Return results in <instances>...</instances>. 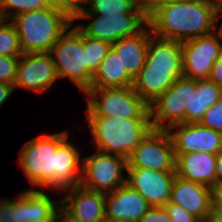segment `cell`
Returning a JSON list of instances; mask_svg holds the SVG:
<instances>
[{
  "instance_id": "34",
  "label": "cell",
  "mask_w": 222,
  "mask_h": 222,
  "mask_svg": "<svg viewBox=\"0 0 222 222\" xmlns=\"http://www.w3.org/2000/svg\"><path fill=\"white\" fill-rule=\"evenodd\" d=\"M50 6L64 11L72 19L82 9L84 0H46Z\"/></svg>"
},
{
  "instance_id": "19",
  "label": "cell",
  "mask_w": 222,
  "mask_h": 222,
  "mask_svg": "<svg viewBox=\"0 0 222 222\" xmlns=\"http://www.w3.org/2000/svg\"><path fill=\"white\" fill-rule=\"evenodd\" d=\"M176 176L197 182L215 190L217 154L203 151L175 156Z\"/></svg>"
},
{
  "instance_id": "24",
  "label": "cell",
  "mask_w": 222,
  "mask_h": 222,
  "mask_svg": "<svg viewBox=\"0 0 222 222\" xmlns=\"http://www.w3.org/2000/svg\"><path fill=\"white\" fill-rule=\"evenodd\" d=\"M132 83L133 79L126 67H123L119 56L110 48L93 74L90 89L126 88L132 87Z\"/></svg>"
},
{
  "instance_id": "6",
  "label": "cell",
  "mask_w": 222,
  "mask_h": 222,
  "mask_svg": "<svg viewBox=\"0 0 222 222\" xmlns=\"http://www.w3.org/2000/svg\"><path fill=\"white\" fill-rule=\"evenodd\" d=\"M86 116L123 119L150 118L147 105L132 89H89L86 93Z\"/></svg>"
},
{
  "instance_id": "1",
  "label": "cell",
  "mask_w": 222,
  "mask_h": 222,
  "mask_svg": "<svg viewBox=\"0 0 222 222\" xmlns=\"http://www.w3.org/2000/svg\"><path fill=\"white\" fill-rule=\"evenodd\" d=\"M219 20L212 0L155 3L147 11L152 35L179 43L215 32Z\"/></svg>"
},
{
  "instance_id": "28",
  "label": "cell",
  "mask_w": 222,
  "mask_h": 222,
  "mask_svg": "<svg viewBox=\"0 0 222 222\" xmlns=\"http://www.w3.org/2000/svg\"><path fill=\"white\" fill-rule=\"evenodd\" d=\"M110 48L111 44L88 37L83 33V51H85L86 68L92 74L96 72Z\"/></svg>"
},
{
  "instance_id": "41",
  "label": "cell",
  "mask_w": 222,
  "mask_h": 222,
  "mask_svg": "<svg viewBox=\"0 0 222 222\" xmlns=\"http://www.w3.org/2000/svg\"><path fill=\"white\" fill-rule=\"evenodd\" d=\"M214 204L222 205V183L214 190Z\"/></svg>"
},
{
  "instance_id": "38",
  "label": "cell",
  "mask_w": 222,
  "mask_h": 222,
  "mask_svg": "<svg viewBox=\"0 0 222 222\" xmlns=\"http://www.w3.org/2000/svg\"><path fill=\"white\" fill-rule=\"evenodd\" d=\"M14 91V84L0 82V107L8 101V98Z\"/></svg>"
},
{
  "instance_id": "35",
  "label": "cell",
  "mask_w": 222,
  "mask_h": 222,
  "mask_svg": "<svg viewBox=\"0 0 222 222\" xmlns=\"http://www.w3.org/2000/svg\"><path fill=\"white\" fill-rule=\"evenodd\" d=\"M139 222H172L163 206H151Z\"/></svg>"
},
{
  "instance_id": "39",
  "label": "cell",
  "mask_w": 222,
  "mask_h": 222,
  "mask_svg": "<svg viewBox=\"0 0 222 222\" xmlns=\"http://www.w3.org/2000/svg\"><path fill=\"white\" fill-rule=\"evenodd\" d=\"M215 189L222 183V152L217 154Z\"/></svg>"
},
{
  "instance_id": "32",
  "label": "cell",
  "mask_w": 222,
  "mask_h": 222,
  "mask_svg": "<svg viewBox=\"0 0 222 222\" xmlns=\"http://www.w3.org/2000/svg\"><path fill=\"white\" fill-rule=\"evenodd\" d=\"M0 222H20L18 216V195L14 199H0Z\"/></svg>"
},
{
  "instance_id": "7",
  "label": "cell",
  "mask_w": 222,
  "mask_h": 222,
  "mask_svg": "<svg viewBox=\"0 0 222 222\" xmlns=\"http://www.w3.org/2000/svg\"><path fill=\"white\" fill-rule=\"evenodd\" d=\"M192 79L178 78L163 94L149 105L153 129L168 131L186 123V110H191Z\"/></svg>"
},
{
  "instance_id": "14",
  "label": "cell",
  "mask_w": 222,
  "mask_h": 222,
  "mask_svg": "<svg viewBox=\"0 0 222 222\" xmlns=\"http://www.w3.org/2000/svg\"><path fill=\"white\" fill-rule=\"evenodd\" d=\"M126 184L141 194L150 206H164L170 199L176 171L127 167Z\"/></svg>"
},
{
  "instance_id": "42",
  "label": "cell",
  "mask_w": 222,
  "mask_h": 222,
  "mask_svg": "<svg viewBox=\"0 0 222 222\" xmlns=\"http://www.w3.org/2000/svg\"><path fill=\"white\" fill-rule=\"evenodd\" d=\"M212 2L215 6L217 18L219 19L222 16V0H212Z\"/></svg>"
},
{
  "instance_id": "10",
  "label": "cell",
  "mask_w": 222,
  "mask_h": 222,
  "mask_svg": "<svg viewBox=\"0 0 222 222\" xmlns=\"http://www.w3.org/2000/svg\"><path fill=\"white\" fill-rule=\"evenodd\" d=\"M174 146L168 131L153 129L127 158V167L175 171Z\"/></svg>"
},
{
  "instance_id": "33",
  "label": "cell",
  "mask_w": 222,
  "mask_h": 222,
  "mask_svg": "<svg viewBox=\"0 0 222 222\" xmlns=\"http://www.w3.org/2000/svg\"><path fill=\"white\" fill-rule=\"evenodd\" d=\"M163 207L172 222H195L197 220L196 216L180 205L168 201Z\"/></svg>"
},
{
  "instance_id": "26",
  "label": "cell",
  "mask_w": 222,
  "mask_h": 222,
  "mask_svg": "<svg viewBox=\"0 0 222 222\" xmlns=\"http://www.w3.org/2000/svg\"><path fill=\"white\" fill-rule=\"evenodd\" d=\"M147 13L145 0H84L77 15H121Z\"/></svg>"
},
{
  "instance_id": "44",
  "label": "cell",
  "mask_w": 222,
  "mask_h": 222,
  "mask_svg": "<svg viewBox=\"0 0 222 222\" xmlns=\"http://www.w3.org/2000/svg\"><path fill=\"white\" fill-rule=\"evenodd\" d=\"M195 222H215L212 215L202 217V218H197Z\"/></svg>"
},
{
  "instance_id": "18",
  "label": "cell",
  "mask_w": 222,
  "mask_h": 222,
  "mask_svg": "<svg viewBox=\"0 0 222 222\" xmlns=\"http://www.w3.org/2000/svg\"><path fill=\"white\" fill-rule=\"evenodd\" d=\"M60 204L80 222H104L105 193L88 190L81 185L68 189Z\"/></svg>"
},
{
  "instance_id": "29",
  "label": "cell",
  "mask_w": 222,
  "mask_h": 222,
  "mask_svg": "<svg viewBox=\"0 0 222 222\" xmlns=\"http://www.w3.org/2000/svg\"><path fill=\"white\" fill-rule=\"evenodd\" d=\"M50 7L46 0H0V12L4 20L37 9Z\"/></svg>"
},
{
  "instance_id": "17",
  "label": "cell",
  "mask_w": 222,
  "mask_h": 222,
  "mask_svg": "<svg viewBox=\"0 0 222 222\" xmlns=\"http://www.w3.org/2000/svg\"><path fill=\"white\" fill-rule=\"evenodd\" d=\"M69 131L57 132V191L64 193L81 185L83 157L81 149L69 140Z\"/></svg>"
},
{
  "instance_id": "43",
  "label": "cell",
  "mask_w": 222,
  "mask_h": 222,
  "mask_svg": "<svg viewBox=\"0 0 222 222\" xmlns=\"http://www.w3.org/2000/svg\"><path fill=\"white\" fill-rule=\"evenodd\" d=\"M170 1H178V0H145V3L148 11L155 3L170 2Z\"/></svg>"
},
{
  "instance_id": "45",
  "label": "cell",
  "mask_w": 222,
  "mask_h": 222,
  "mask_svg": "<svg viewBox=\"0 0 222 222\" xmlns=\"http://www.w3.org/2000/svg\"><path fill=\"white\" fill-rule=\"evenodd\" d=\"M218 23L217 22V29L216 31L219 33L220 37H221V41H222V21H221V24L218 26Z\"/></svg>"
},
{
  "instance_id": "37",
  "label": "cell",
  "mask_w": 222,
  "mask_h": 222,
  "mask_svg": "<svg viewBox=\"0 0 222 222\" xmlns=\"http://www.w3.org/2000/svg\"><path fill=\"white\" fill-rule=\"evenodd\" d=\"M52 222H80L61 204L56 208Z\"/></svg>"
},
{
  "instance_id": "23",
  "label": "cell",
  "mask_w": 222,
  "mask_h": 222,
  "mask_svg": "<svg viewBox=\"0 0 222 222\" xmlns=\"http://www.w3.org/2000/svg\"><path fill=\"white\" fill-rule=\"evenodd\" d=\"M144 65L148 70L183 71L181 43L151 34Z\"/></svg>"
},
{
  "instance_id": "15",
  "label": "cell",
  "mask_w": 222,
  "mask_h": 222,
  "mask_svg": "<svg viewBox=\"0 0 222 222\" xmlns=\"http://www.w3.org/2000/svg\"><path fill=\"white\" fill-rule=\"evenodd\" d=\"M151 206L128 184L105 194V218L113 222H139Z\"/></svg>"
},
{
  "instance_id": "31",
  "label": "cell",
  "mask_w": 222,
  "mask_h": 222,
  "mask_svg": "<svg viewBox=\"0 0 222 222\" xmlns=\"http://www.w3.org/2000/svg\"><path fill=\"white\" fill-rule=\"evenodd\" d=\"M19 57L0 55V82L14 84Z\"/></svg>"
},
{
  "instance_id": "5",
  "label": "cell",
  "mask_w": 222,
  "mask_h": 222,
  "mask_svg": "<svg viewBox=\"0 0 222 222\" xmlns=\"http://www.w3.org/2000/svg\"><path fill=\"white\" fill-rule=\"evenodd\" d=\"M50 53L59 80H70L85 94L90 89L93 74L86 68L83 32L75 22L61 34Z\"/></svg>"
},
{
  "instance_id": "9",
  "label": "cell",
  "mask_w": 222,
  "mask_h": 222,
  "mask_svg": "<svg viewBox=\"0 0 222 222\" xmlns=\"http://www.w3.org/2000/svg\"><path fill=\"white\" fill-rule=\"evenodd\" d=\"M93 19L88 24L76 25L86 36L114 44L121 38L141 32L147 25V13H124L121 15H76L73 22Z\"/></svg>"
},
{
  "instance_id": "22",
  "label": "cell",
  "mask_w": 222,
  "mask_h": 222,
  "mask_svg": "<svg viewBox=\"0 0 222 222\" xmlns=\"http://www.w3.org/2000/svg\"><path fill=\"white\" fill-rule=\"evenodd\" d=\"M181 77L183 71L148 70V65H144L133 79L132 89L147 105H150Z\"/></svg>"
},
{
  "instance_id": "12",
  "label": "cell",
  "mask_w": 222,
  "mask_h": 222,
  "mask_svg": "<svg viewBox=\"0 0 222 222\" xmlns=\"http://www.w3.org/2000/svg\"><path fill=\"white\" fill-rule=\"evenodd\" d=\"M59 80L50 52L23 53L17 65L14 89L43 94Z\"/></svg>"
},
{
  "instance_id": "46",
  "label": "cell",
  "mask_w": 222,
  "mask_h": 222,
  "mask_svg": "<svg viewBox=\"0 0 222 222\" xmlns=\"http://www.w3.org/2000/svg\"><path fill=\"white\" fill-rule=\"evenodd\" d=\"M3 20V18H2V15H1V12H0V22Z\"/></svg>"
},
{
  "instance_id": "4",
  "label": "cell",
  "mask_w": 222,
  "mask_h": 222,
  "mask_svg": "<svg viewBox=\"0 0 222 222\" xmlns=\"http://www.w3.org/2000/svg\"><path fill=\"white\" fill-rule=\"evenodd\" d=\"M18 153V165L33 190L50 188L57 192V132L26 141Z\"/></svg>"
},
{
  "instance_id": "40",
  "label": "cell",
  "mask_w": 222,
  "mask_h": 222,
  "mask_svg": "<svg viewBox=\"0 0 222 222\" xmlns=\"http://www.w3.org/2000/svg\"><path fill=\"white\" fill-rule=\"evenodd\" d=\"M211 215L215 222H222V205L214 204Z\"/></svg>"
},
{
  "instance_id": "25",
  "label": "cell",
  "mask_w": 222,
  "mask_h": 222,
  "mask_svg": "<svg viewBox=\"0 0 222 222\" xmlns=\"http://www.w3.org/2000/svg\"><path fill=\"white\" fill-rule=\"evenodd\" d=\"M222 97V88L209 79H192L191 110H186V123H199L209 107Z\"/></svg>"
},
{
  "instance_id": "20",
  "label": "cell",
  "mask_w": 222,
  "mask_h": 222,
  "mask_svg": "<svg viewBox=\"0 0 222 222\" xmlns=\"http://www.w3.org/2000/svg\"><path fill=\"white\" fill-rule=\"evenodd\" d=\"M47 192V193H46ZM45 190L25 189L18 194V216L20 222H52L60 199L53 200ZM51 196V197H50Z\"/></svg>"
},
{
  "instance_id": "21",
  "label": "cell",
  "mask_w": 222,
  "mask_h": 222,
  "mask_svg": "<svg viewBox=\"0 0 222 222\" xmlns=\"http://www.w3.org/2000/svg\"><path fill=\"white\" fill-rule=\"evenodd\" d=\"M151 30L147 25L134 36L121 38L111 45L119 56L123 67H126L129 76L134 79L144 66Z\"/></svg>"
},
{
  "instance_id": "27",
  "label": "cell",
  "mask_w": 222,
  "mask_h": 222,
  "mask_svg": "<svg viewBox=\"0 0 222 222\" xmlns=\"http://www.w3.org/2000/svg\"><path fill=\"white\" fill-rule=\"evenodd\" d=\"M23 54L16 27L9 20L0 22V55L20 57Z\"/></svg>"
},
{
  "instance_id": "13",
  "label": "cell",
  "mask_w": 222,
  "mask_h": 222,
  "mask_svg": "<svg viewBox=\"0 0 222 222\" xmlns=\"http://www.w3.org/2000/svg\"><path fill=\"white\" fill-rule=\"evenodd\" d=\"M168 132L175 156L198 151L212 154L222 152V132L204 127L200 123L175 125Z\"/></svg>"
},
{
  "instance_id": "8",
  "label": "cell",
  "mask_w": 222,
  "mask_h": 222,
  "mask_svg": "<svg viewBox=\"0 0 222 222\" xmlns=\"http://www.w3.org/2000/svg\"><path fill=\"white\" fill-rule=\"evenodd\" d=\"M127 166L126 158L98 150L83 156L81 186L105 194L113 192L126 183L123 172Z\"/></svg>"
},
{
  "instance_id": "3",
  "label": "cell",
  "mask_w": 222,
  "mask_h": 222,
  "mask_svg": "<svg viewBox=\"0 0 222 222\" xmlns=\"http://www.w3.org/2000/svg\"><path fill=\"white\" fill-rule=\"evenodd\" d=\"M16 27L23 53L50 52L73 19L52 6L18 14L10 19Z\"/></svg>"
},
{
  "instance_id": "2",
  "label": "cell",
  "mask_w": 222,
  "mask_h": 222,
  "mask_svg": "<svg viewBox=\"0 0 222 222\" xmlns=\"http://www.w3.org/2000/svg\"><path fill=\"white\" fill-rule=\"evenodd\" d=\"M86 119L97 150L126 159L153 130L151 118L86 116Z\"/></svg>"
},
{
  "instance_id": "11",
  "label": "cell",
  "mask_w": 222,
  "mask_h": 222,
  "mask_svg": "<svg viewBox=\"0 0 222 222\" xmlns=\"http://www.w3.org/2000/svg\"><path fill=\"white\" fill-rule=\"evenodd\" d=\"M183 76L193 80L208 79L211 69L222 53V41L217 31L181 43Z\"/></svg>"
},
{
  "instance_id": "30",
  "label": "cell",
  "mask_w": 222,
  "mask_h": 222,
  "mask_svg": "<svg viewBox=\"0 0 222 222\" xmlns=\"http://www.w3.org/2000/svg\"><path fill=\"white\" fill-rule=\"evenodd\" d=\"M199 123L209 129L222 132V97L208 108Z\"/></svg>"
},
{
  "instance_id": "36",
  "label": "cell",
  "mask_w": 222,
  "mask_h": 222,
  "mask_svg": "<svg viewBox=\"0 0 222 222\" xmlns=\"http://www.w3.org/2000/svg\"><path fill=\"white\" fill-rule=\"evenodd\" d=\"M208 79L214 82L218 87L222 88V53L215 61Z\"/></svg>"
},
{
  "instance_id": "16",
  "label": "cell",
  "mask_w": 222,
  "mask_h": 222,
  "mask_svg": "<svg viewBox=\"0 0 222 222\" xmlns=\"http://www.w3.org/2000/svg\"><path fill=\"white\" fill-rule=\"evenodd\" d=\"M169 202L180 205L197 218L211 215L214 190L206 185L175 177Z\"/></svg>"
}]
</instances>
